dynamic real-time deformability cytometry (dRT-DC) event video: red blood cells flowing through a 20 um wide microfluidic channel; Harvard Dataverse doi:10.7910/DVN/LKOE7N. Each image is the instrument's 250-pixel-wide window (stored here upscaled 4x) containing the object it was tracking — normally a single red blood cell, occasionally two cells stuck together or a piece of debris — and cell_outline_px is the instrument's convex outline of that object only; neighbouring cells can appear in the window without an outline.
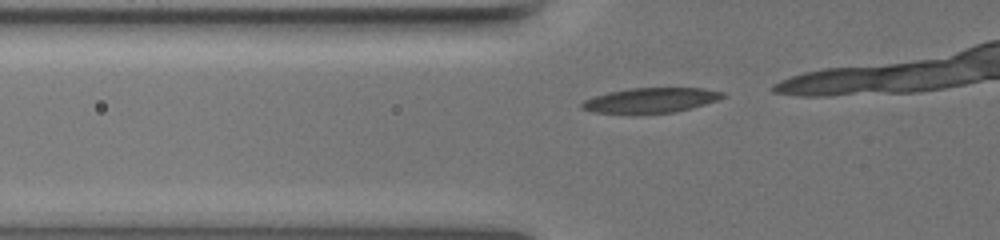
{"species": "common noctule bat (a hibernating species)", "species_latin": "Nyctalus noctula", "temperature_condition": "warm", "stored_images_in_passage": 8, "camera_frame_rate_fps": 3000, "um_per_image_px": 0.085, "animal": {"sex": "female", "body_mass_g": 19.5, "forearm_length_mm": 54.1}, "frame": {"image": 1, "passage_image": 2, "time_ms": 0.333, "image_size_px": [1000, 240], "cell_outline_px": [[724, 96], [716, 100], [704, 104], [676, 112], [592, 112], [580, 108], [580, 104], [584, 100], [608, 92], [628, 88], [704, 88], [724, 92]], "centroid_in_image_um": [55.3, 8.5], "position_along_channel_um": 70.5, "area_um2": 19.94}}
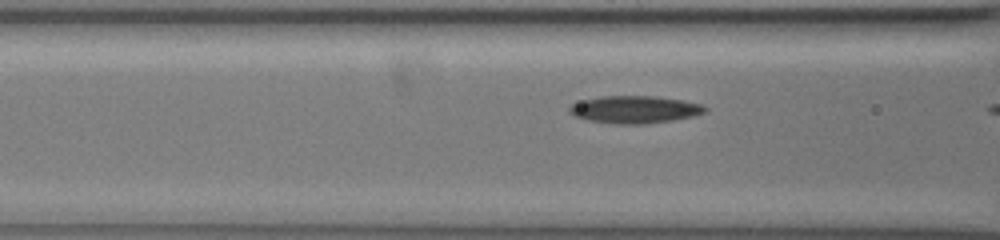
{"frame": {"image": 2, "passage_image": 6, "time_ms": 1.667, "image_size_px": [1000, 240], "cell_outline_px": [[708, 108], [704, 112], [692, 116], [672, 120], [644, 124], [620, 124], [588, 120], [576, 116], [568, 112], [568, 108], [572, 104], [584, 100], [600, 96], [652, 96], [684, 100], [700, 104]], "centroid_in_image_um": [53.94, 9.3], "position_along_channel_um": 112.7, "area_um2": 21.44}}